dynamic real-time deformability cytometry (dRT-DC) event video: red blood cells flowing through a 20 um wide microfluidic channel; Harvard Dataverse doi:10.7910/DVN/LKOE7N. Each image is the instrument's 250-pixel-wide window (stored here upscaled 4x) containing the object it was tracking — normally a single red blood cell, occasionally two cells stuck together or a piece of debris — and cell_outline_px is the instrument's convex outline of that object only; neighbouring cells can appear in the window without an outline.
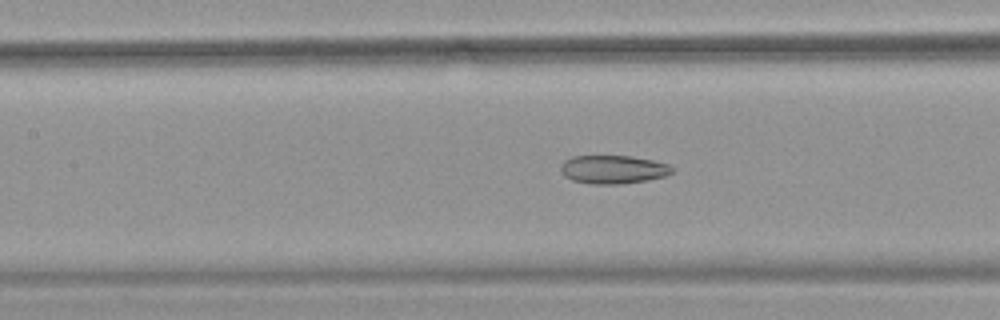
{"species": "common noctule bat (a hibernating species)", "species_latin": "Nyctalus noctula", "temperature_condition": "warm", "stored_images_in_passage": 52, "camera_frame_rate_fps": 3000, "um_per_image_px": 0.085, "animal": {"sex": "female", "body_mass_g": 18.4}, "frame": {"image": 1, "passage_image": 24, "time_ms": 7.667, "image_size_px": [1000, 320], "cell_outline_px": [[676, 168], [668, 176], [648, 180], [620, 184], [592, 184], [572, 180], [564, 176], [560, 172], [560, 164], [564, 160], [572, 156], [632, 156], [652, 160], [668, 164]], "centroid_in_image_um": [52.12, 14.4], "position_along_channel_um": 155.3, "area_um2": 18.73}}
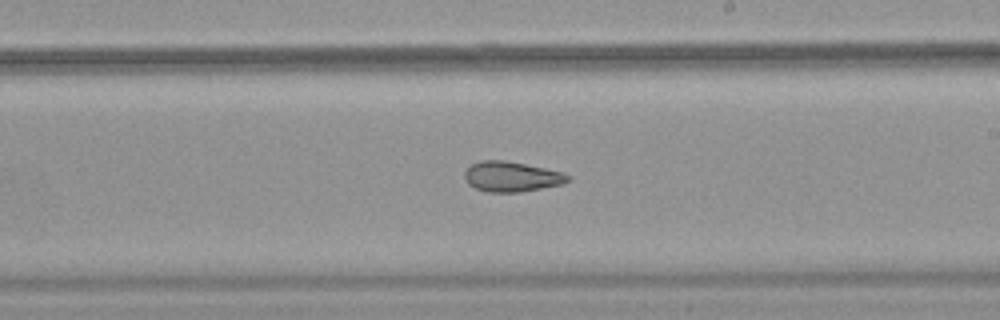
{"frame": {"image": 2, "passage_image": 31, "time_ms": 10.0, "image_size_px": [1000, 320], "cell_outline_px": [[572, 180], [560, 184], [520, 192], [488, 192], [476, 188], [468, 184], [464, 180], [464, 172], [472, 164], [480, 160], [504, 160], [564, 172], [572, 176]], "centroid_in_image_um": [43.48, 15.01], "position_along_channel_um": 245.5, "area_um2": 18.15}}
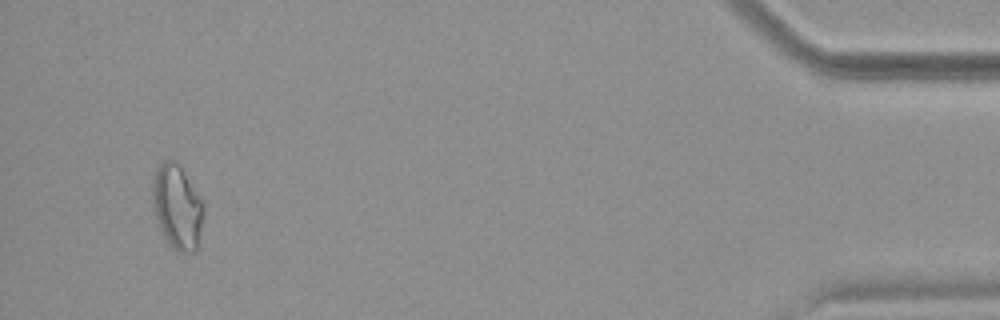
{"frame": {"image": 3, "passage_image": 50, "time_ms": 16.333, "image_size_px": [1000, 320], "cell_outline_px": [[204, 208], [196, 252], [180, 252], [172, 248], [164, 236], [160, 228], [152, 204], [152, 180], [160, 164], [164, 160], [180, 160], [204, 204]], "centroid_in_image_um": [15.07, 17.52], "position_along_channel_um": 420.1, "area_um2": 25.37}, "authors_computed_cell_mechanics": {"area_um2": 22.2241, "velocity_mm_per_s": 3.8991, "shape_relaxation_time_tau1_ms": null, "shape_relaxation_time_tau2_ms": 3.3687, "deformation_change_tau1": null, "deformation_change_tau2": 0.1049}}